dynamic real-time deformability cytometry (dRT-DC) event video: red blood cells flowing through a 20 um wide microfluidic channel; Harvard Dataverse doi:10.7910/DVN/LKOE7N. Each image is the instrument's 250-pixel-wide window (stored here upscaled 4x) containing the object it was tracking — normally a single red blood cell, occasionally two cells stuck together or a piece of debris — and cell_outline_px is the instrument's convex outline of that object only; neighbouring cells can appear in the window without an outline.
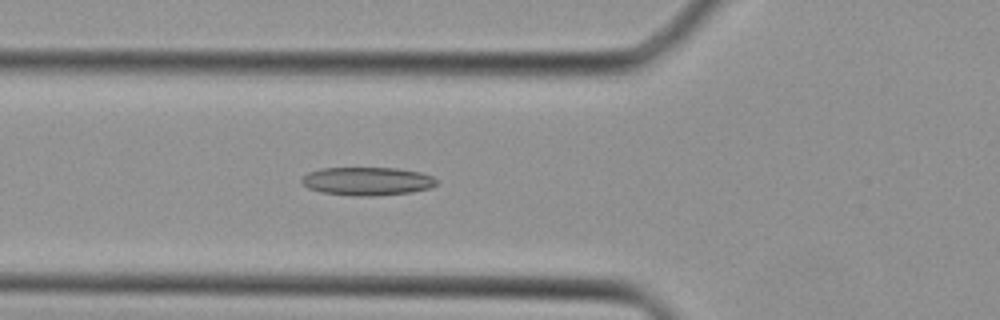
{"species": "Egyptian fruit bat (a non-hibernating species)", "species_latin": "Rousettus aegyptiacus", "temperature_condition": "cold", "stored_images_in_passage": 40, "camera_frame_rate_fps": 3000, "um_per_image_px": 0.085, "animal": {"sex": "female"}, "frame": {"image": 1, "passage_image": 15, "time_ms": 4.667, "image_size_px": [1000, 320], "cell_outline_px": [[436, 184], [428, 188], [412, 192], [368, 196], [352, 196], [320, 192], [308, 188], [300, 180], [308, 172], [320, 168], [396, 168], [420, 172], [432, 176], [436, 180]], "centroid_in_image_um": [31.17, 15.4], "position_along_channel_um": 94.6, "area_um2": 22.14}}
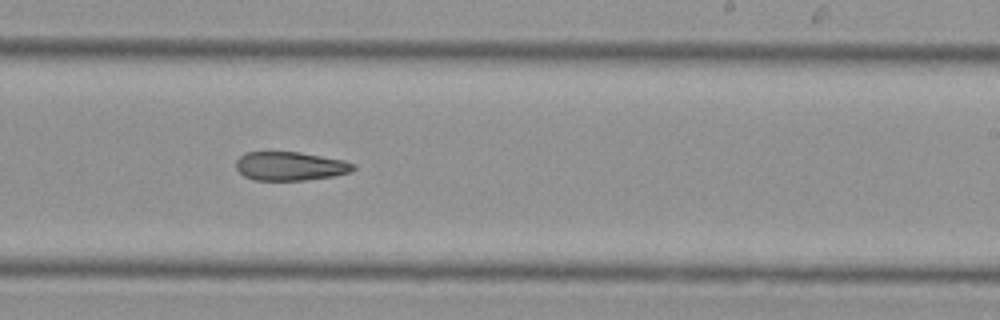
{"frame": {"image": 2, "passage_image": 25, "time_ms": 8.0, "image_size_px": [1000, 320], "cell_outline_px": [[356, 168], [352, 172], [332, 176], [304, 180], [256, 180], [244, 176], [236, 168], [236, 160], [244, 152], [300, 152], [344, 160], [356, 164]], "centroid_in_image_um": [24.68, 14.11], "position_along_channel_um": 264.3, "area_um2": 19.71}}
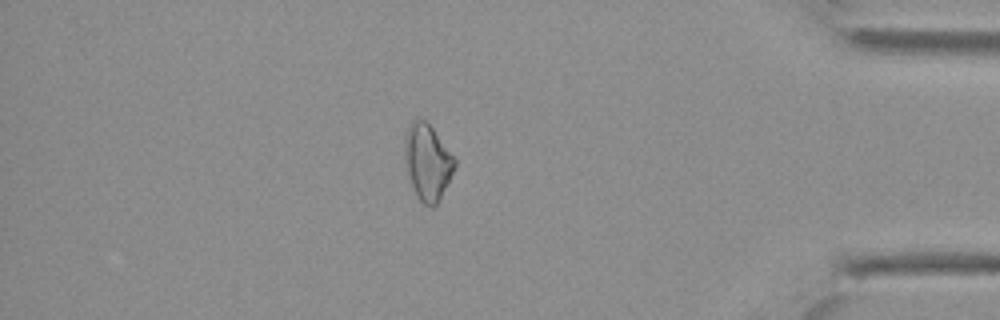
{"frame": {"image": 3, "passage_image": 35, "time_ms": 11.333, "image_size_px": [1000, 320], "cell_outline_px": [[456, 164], [436, 204], [432, 208], [424, 204], [416, 196], [412, 188], [404, 164], [404, 140], [408, 124], [416, 116], [424, 120], [432, 128], [456, 160]], "centroid_in_image_um": [36.27, 13.74], "position_along_channel_um": 398.9, "area_um2": 22.02}}